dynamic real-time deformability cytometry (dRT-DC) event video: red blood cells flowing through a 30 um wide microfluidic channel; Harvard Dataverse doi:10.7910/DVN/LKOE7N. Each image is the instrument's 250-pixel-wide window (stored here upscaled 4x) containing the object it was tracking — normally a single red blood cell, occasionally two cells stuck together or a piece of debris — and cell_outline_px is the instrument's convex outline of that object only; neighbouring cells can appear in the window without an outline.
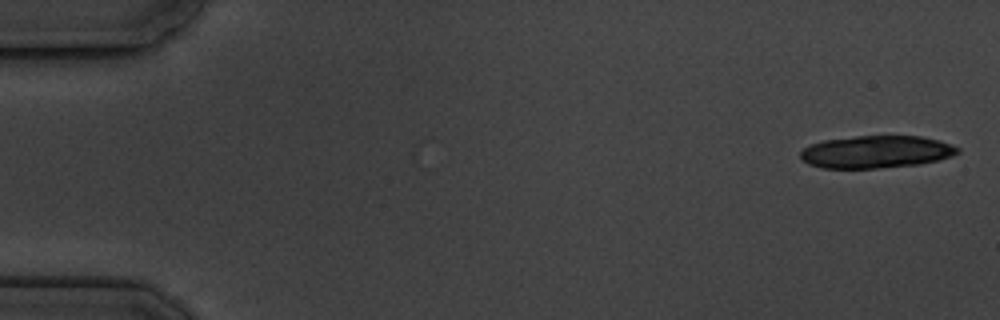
{"species": "common noctule bat (a hibernating species)", "species_latin": "Nyctalus noctula", "temperature_condition": "cold", "stored_images_in_passage": 9, "camera_frame_rate_fps": 3000, "um_per_image_px": 0.085, "animal": {"sex": "male", "body_mass_g": 19.5, "forearm_length_mm": 54.6}, "frame": {"image": 1, "passage_image": 1, "time_ms": 0.0, "image_size_px": [1000, 320], "cell_outline_px": [[960, 152], [952, 156], [940, 160], [920, 164], [876, 168], [820, 168], [808, 164], [800, 156], [800, 152], [804, 148], [812, 144], [824, 140], [856, 136], [920, 136], [940, 140], [952, 144], [960, 148]], "centroid_in_image_um": [74.52, 12.91], "position_along_channel_um": 10.5, "area_um2": 29.82}}
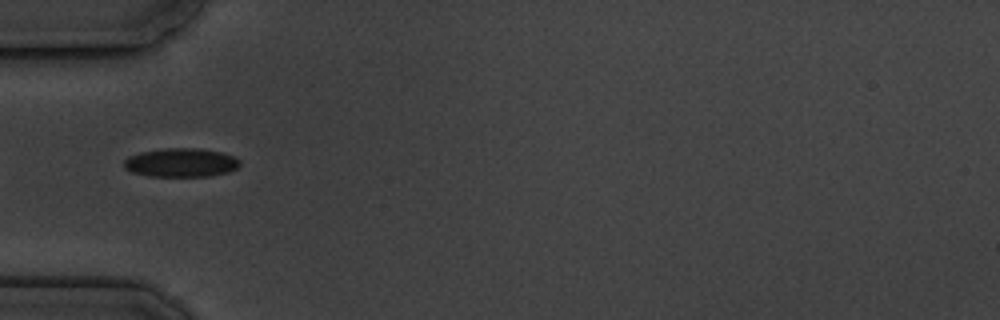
{"frame": {"image": 2, "passage_image": 6, "time_ms": 5.667, "image_size_px": [1000, 320], "cell_outline_px": [[240, 164], [236, 168], [228, 172], [208, 176], [148, 176], [132, 172], [124, 168], [124, 160], [128, 156], [140, 152], [168, 148], [200, 148], [220, 152], [232, 156], [240, 160]], "centroid_in_image_um": [15.36, 13.82], "position_along_channel_um": 69.6, "area_um2": 19.36}}
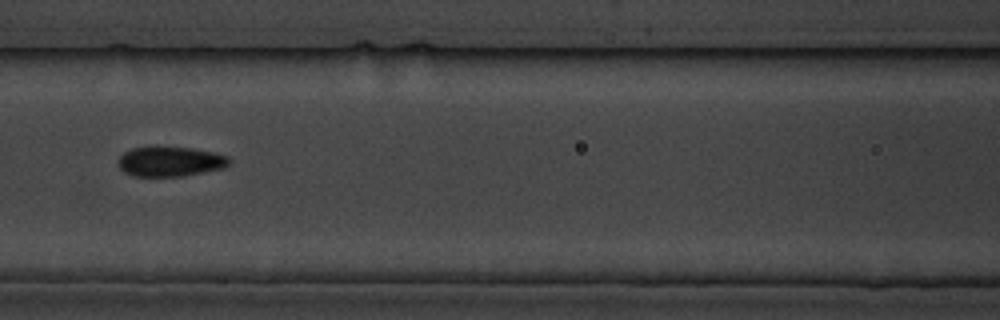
{"frame": {"image": 3, "passage_image": 8, "time_ms": 8.0, "image_size_px": [1000, 320], "cell_outline_px": [[232, 164], [224, 168], [184, 176], [136, 176], [124, 172], [120, 168], [120, 156], [124, 152], [132, 148], [192, 148], [212, 152], [228, 156], [232, 160]], "centroid_in_image_um": [14.55, 13.75], "position_along_channel_um": 152.1, "area_um2": 19.02}}